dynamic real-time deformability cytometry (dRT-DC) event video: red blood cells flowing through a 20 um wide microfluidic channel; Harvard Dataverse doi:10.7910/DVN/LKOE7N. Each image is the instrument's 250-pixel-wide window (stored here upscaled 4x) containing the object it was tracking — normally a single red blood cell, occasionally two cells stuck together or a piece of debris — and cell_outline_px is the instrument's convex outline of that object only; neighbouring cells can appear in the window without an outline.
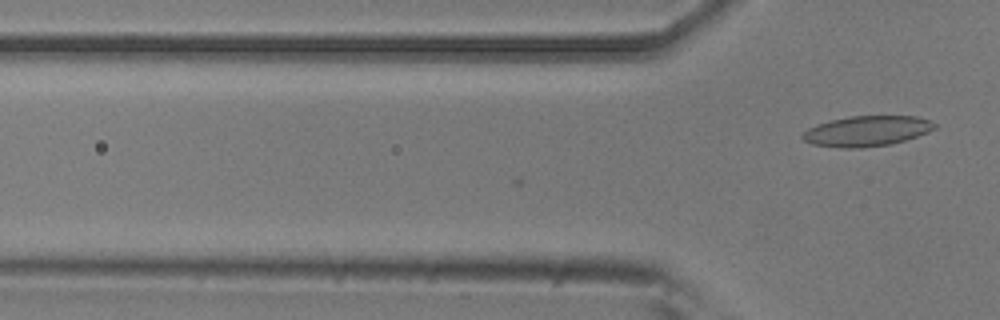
{"species": "common noctule bat (a hibernating species)", "species_latin": "Nyctalus noctula", "temperature_condition": "room temperature", "stored_images_in_passage": 2, "camera_frame_rate_fps": 3000, "um_per_image_px": 0.085, "animal": {"sex": "male", "body_mass_g": 20.5, "forearm_length_mm": 52.5}, "frame": {"image": 1, "passage_image": 2, "time_ms": 0.333, "image_size_px": [1000, 320], "cell_outline_px": [[936, 128], [928, 132], [904, 140], [888, 144], [860, 148], [840, 148], [812, 144], [804, 140], [800, 136], [808, 128], [816, 124], [848, 116], [916, 116], [928, 120], [936, 124]], "centroid_in_image_um": [73.65, 11.14], "position_along_channel_um": 52.2, "area_um2": 23.24}}